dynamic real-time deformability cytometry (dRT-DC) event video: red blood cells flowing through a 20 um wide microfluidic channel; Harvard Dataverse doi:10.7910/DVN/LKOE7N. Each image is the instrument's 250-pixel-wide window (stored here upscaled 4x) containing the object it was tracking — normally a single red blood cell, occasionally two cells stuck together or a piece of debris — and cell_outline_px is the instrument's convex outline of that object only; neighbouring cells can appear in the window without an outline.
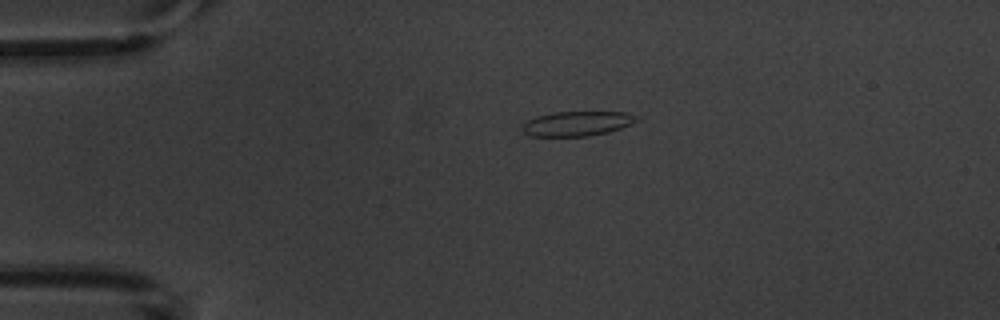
{"species": "common noctule bat (a hibernating species)", "species_latin": "Nyctalus noctula", "temperature_condition": "warm", "stored_images_in_passage": 4, "camera_frame_rate_fps": 3000, "um_per_image_px": 0.085, "animal": {"sex": "male", "body_mass_g": 20.1, "forearm_length_mm": 53.5}, "frame": {"image": 1, "passage_image": 3, "time_ms": 2.0, "image_size_px": [1000, 320], "cell_outline_px": [[636, 120], [620, 128], [608, 132], [588, 136], [528, 136], [520, 128], [528, 120], [536, 116], [556, 112], [624, 112], [636, 116]], "centroid_in_image_um": [48.98, 10.51], "position_along_channel_um": 36.0, "area_um2": 16.18}}